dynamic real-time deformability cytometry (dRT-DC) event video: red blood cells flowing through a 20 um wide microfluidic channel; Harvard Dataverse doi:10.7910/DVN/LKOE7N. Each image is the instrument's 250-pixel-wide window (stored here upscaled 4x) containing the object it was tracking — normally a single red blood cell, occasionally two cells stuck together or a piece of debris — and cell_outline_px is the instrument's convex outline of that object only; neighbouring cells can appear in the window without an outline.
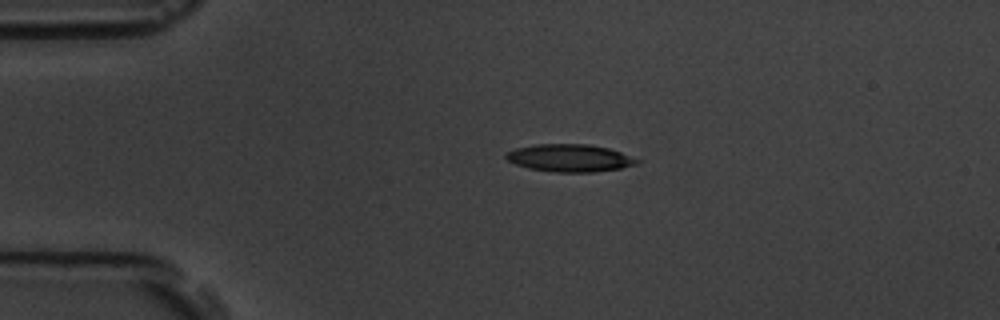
{"species": "common noctule bat (a hibernating species)", "species_latin": "Nyctalus noctula", "temperature_condition": "room temperature", "stored_images_in_passage": 2, "camera_frame_rate_fps": 3000, "um_per_image_px": 0.085, "animal": {"sex": "male", "body_mass_g": 19.5, "forearm_length_mm": 54.6}, "frame": {"image": 1, "passage_image": 1, "time_ms": 0.0, "image_size_px": [1000, 320], "cell_outline_px": [[640, 160], [636, 164], [620, 168], [592, 172], [556, 172], [528, 168], [516, 164], [508, 160], [504, 156], [508, 152], [516, 148], [536, 144], [588, 144], [608, 148], [620, 152]], "centroid_in_image_um": [48.41, 13.43], "position_along_channel_um": 36.6, "area_um2": 20.75}}